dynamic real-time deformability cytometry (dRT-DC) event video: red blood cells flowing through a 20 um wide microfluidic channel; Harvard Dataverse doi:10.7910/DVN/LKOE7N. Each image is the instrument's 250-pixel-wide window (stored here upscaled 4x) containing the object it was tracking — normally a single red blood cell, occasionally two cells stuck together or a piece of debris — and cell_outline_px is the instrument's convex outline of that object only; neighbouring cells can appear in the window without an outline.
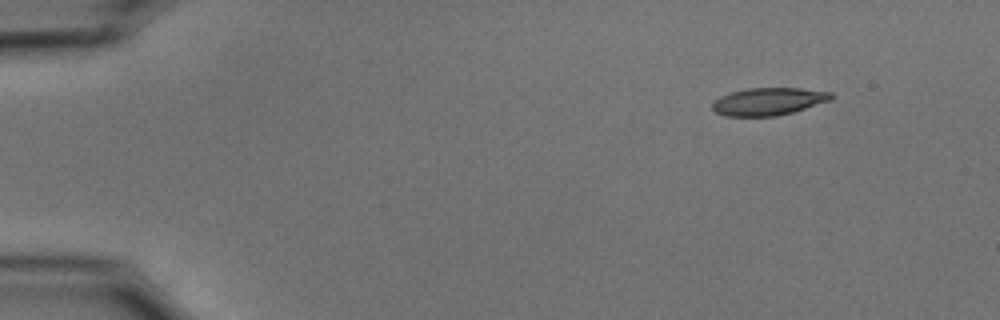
{"species": "common noctule bat (a hibernating species)", "species_latin": "Nyctalus noctula", "temperature_condition": "cold", "stored_images_in_passage": 10, "camera_frame_rate_fps": 3000, "um_per_image_px": 0.085, "animal": {"sex": "male", "body_mass_g": 15.6}, "frame": {"image": 1, "passage_image": 1, "time_ms": 0.0, "image_size_px": [1000, 320], "cell_outline_px": [[832, 100], [792, 112], [776, 116], [724, 116], [716, 112], [712, 108], [712, 104], [720, 96], [732, 92], [748, 88], [800, 88], [832, 92]], "centroid_in_image_um": [65.33, 8.62], "position_along_channel_um": 19.7, "area_um2": 18.96}}